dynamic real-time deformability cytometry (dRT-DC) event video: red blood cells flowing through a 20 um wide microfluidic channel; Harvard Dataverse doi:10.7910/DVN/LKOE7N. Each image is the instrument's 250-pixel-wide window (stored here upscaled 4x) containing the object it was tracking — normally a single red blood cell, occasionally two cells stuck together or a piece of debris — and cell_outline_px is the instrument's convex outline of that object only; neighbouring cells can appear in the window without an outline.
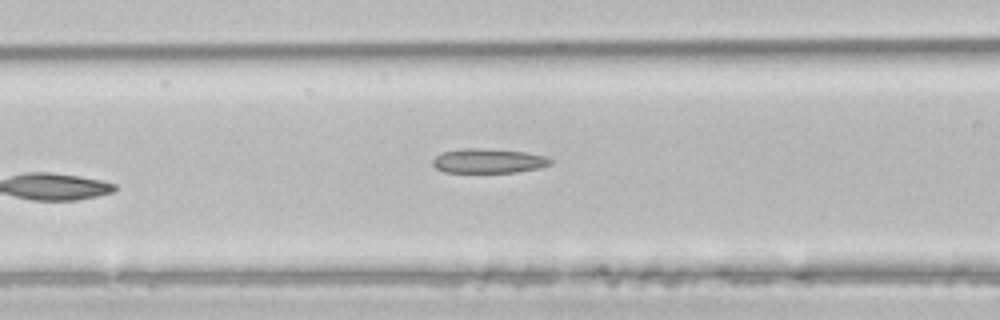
{"species": "common noctule bat (a hibernating species)", "species_latin": "Nyctalus noctula", "temperature_condition": "room temperature", "stored_images_in_passage": 5, "camera_frame_rate_fps": 3000, "um_per_image_px": 0.085, "animal": {"sex": "male", "body_mass_g": 21.5, "forearm_length_mm": 52.0}, "frame": {"image": 1, "passage_image": 5, "time_ms": 1.333, "image_size_px": [1000, 320], "cell_outline_px": [[552, 164], [536, 168], [516, 172], [444, 172], [436, 168], [432, 164], [432, 160], [436, 156], [444, 152], [460, 148], [484, 148], [524, 152], [544, 156], [552, 160]], "centroid_in_image_um": [41.48, 13.67], "position_along_channel_um": 125.1, "area_um2": 16.65}}